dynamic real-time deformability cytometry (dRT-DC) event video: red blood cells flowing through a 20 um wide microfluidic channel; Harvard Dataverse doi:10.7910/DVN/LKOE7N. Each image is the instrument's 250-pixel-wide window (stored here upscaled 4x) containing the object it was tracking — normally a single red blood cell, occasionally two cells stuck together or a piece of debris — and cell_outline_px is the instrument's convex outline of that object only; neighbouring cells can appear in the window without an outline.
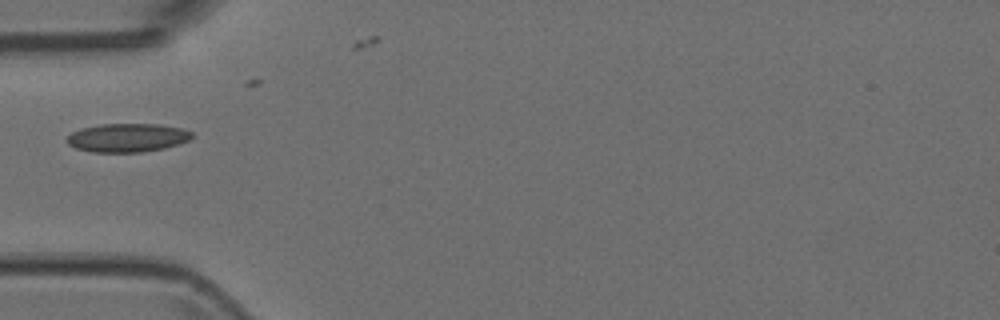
{"species": "Egyptian fruit bat (a non-hibernating species)", "species_latin": "Rousettus aegyptiacus", "temperature_condition": "room temperature", "stored_images_in_passage": 3, "camera_frame_rate_fps": 3000, "um_per_image_px": 0.085, "animal": {"sex": "female"}, "frame": {"image": 1, "passage_image": 1, "time_ms": 0.0, "image_size_px": [1000, 320], "cell_outline_px": [[192, 136], [188, 140], [164, 148], [140, 152], [92, 152], [76, 148], [68, 144], [64, 140], [72, 132], [80, 128], [100, 124], [160, 124], [180, 128], [192, 132]], "centroid_in_image_um": [10.77, 11.7], "position_along_channel_um": 74.2, "area_um2": 20.75}}
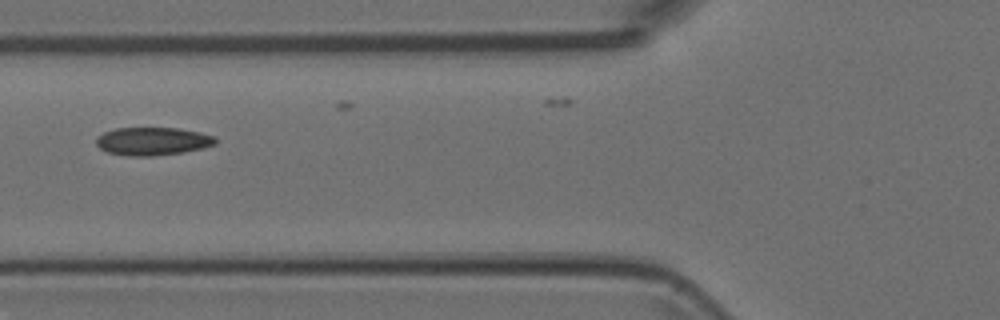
{"frame": {"image": 2, "passage_image": 2, "time_ms": 0.333, "image_size_px": [1000, 320], "cell_outline_px": [[216, 144], [184, 152], [152, 156], [128, 156], [108, 152], [100, 148], [96, 144], [96, 136], [104, 132], [116, 128], [180, 128], [200, 132], [216, 136]], "centroid_in_image_um": [12.97, 12.0], "position_along_channel_um": 112.8, "area_um2": 19.54}}